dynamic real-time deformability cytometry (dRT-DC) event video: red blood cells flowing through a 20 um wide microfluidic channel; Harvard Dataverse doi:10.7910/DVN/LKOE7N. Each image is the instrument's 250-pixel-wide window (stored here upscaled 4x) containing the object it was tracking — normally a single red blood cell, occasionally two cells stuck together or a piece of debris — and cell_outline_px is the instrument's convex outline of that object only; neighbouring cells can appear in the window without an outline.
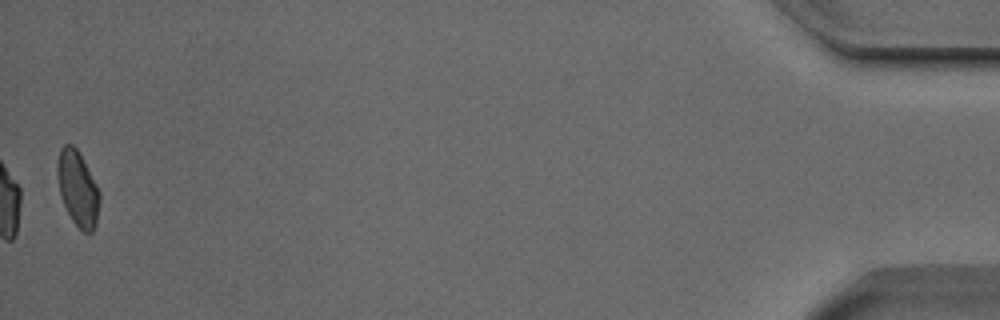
{"species": "Egyptian fruit bat (a non-hibernating species)", "species_latin": "Rousettus aegyptiacus", "temperature_condition": "cold", "stored_images_in_passage": 38, "camera_frame_rate_fps": 3000, "um_per_image_px": 0.085, "animal": {"sex": "male"}, "frame": {"image": 1, "passage_image": 38, "time_ms": 12.333, "image_size_px": [1000, 320], "cell_outline_px": [[100, 200], [96, 224], [92, 232], [84, 232], [72, 220], [60, 196], [56, 176], [56, 164], [60, 148], [64, 144], [72, 144], [76, 148], [96, 184], [100, 192]], "centroid_in_image_um": [6.58, 16.01], "position_along_channel_um": 428.6, "area_um2": 18.44}, "authors_computed_cell_mechanics": {"area_um2": 19.3341, "velocity_mm_per_s": 3.8388, "shape_relaxation_time_tau1_ms": 4.7811, "shape_relaxation_time_tau2_ms": 3.0664, "deformation_change_tau1": 0.1001, "deformation_change_tau2": 0.0616}}